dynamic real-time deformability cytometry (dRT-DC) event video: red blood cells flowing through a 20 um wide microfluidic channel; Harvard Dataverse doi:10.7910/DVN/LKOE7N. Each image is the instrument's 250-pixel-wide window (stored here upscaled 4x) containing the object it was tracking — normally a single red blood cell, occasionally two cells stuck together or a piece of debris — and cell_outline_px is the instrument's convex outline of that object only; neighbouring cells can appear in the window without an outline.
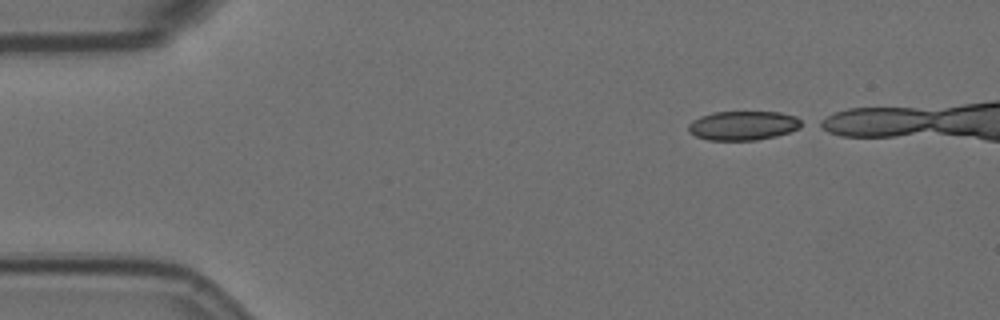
{"species": "Egyptian fruit bat (a non-hibernating species)", "species_latin": "Rousettus aegyptiacus", "temperature_condition": "room temperature", "stored_images_in_passage": 39, "camera_frame_rate_fps": 3000, "um_per_image_px": 0.085, "animal": {"sex": "female"}, "frame": {"image": 1, "passage_image": 1, "time_ms": 0.0, "image_size_px": [1000, 320], "cell_outline_px": [[808, 124], [800, 128], [776, 136], [756, 140], [708, 140], [696, 136], [688, 132], [688, 124], [692, 120], [700, 116], [712, 112], [780, 112], [796, 116], [804, 120]], "centroid_in_image_um": [63.21, 10.66], "position_along_channel_um": 21.8, "area_um2": 19.59}}
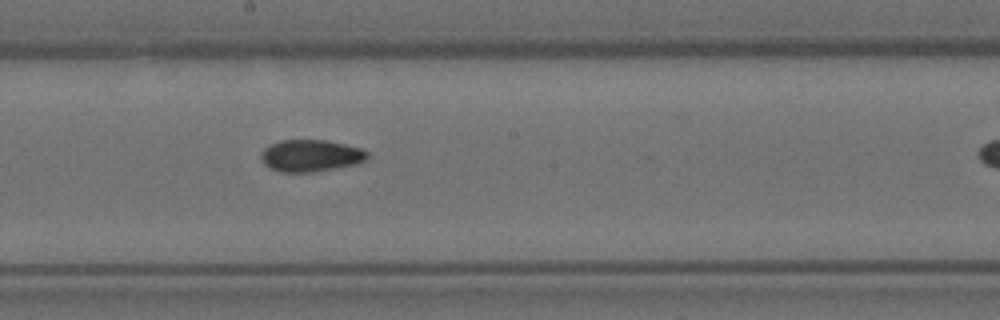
{"frame": {"image": 2, "passage_image": 24, "time_ms": 7.667, "image_size_px": [1000, 320], "cell_outline_px": [[368, 160], [356, 164], [312, 172], [280, 172], [264, 164], [260, 156], [260, 152], [264, 148], [280, 140], [324, 140], [344, 144], [360, 148], [368, 152]], "centroid_in_image_um": [26.41, 13.23], "position_along_channel_um": 221.8, "area_um2": 19.71}}
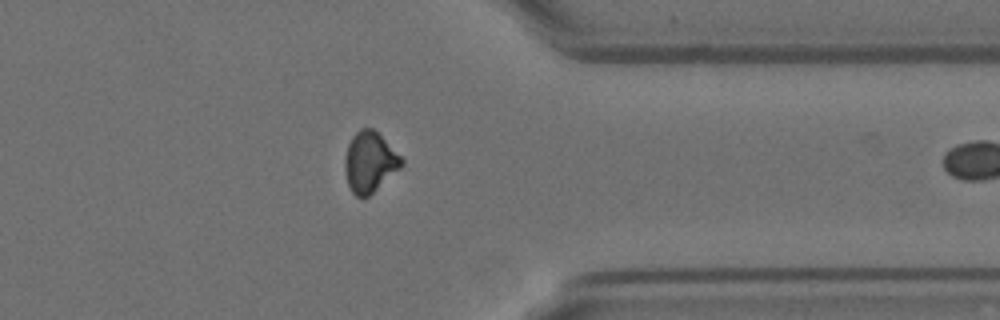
{"frame": {"image": 3, "passage_image": 38, "time_ms": 12.333, "image_size_px": [1000, 320], "cell_outline_px": [[404, 164], [400, 168], [368, 196], [356, 196], [352, 192], [348, 184], [344, 168], [344, 160], [348, 144], [352, 136], [360, 128], [372, 128], [404, 160]], "centroid_in_image_um": [31.4, 13.77], "position_along_channel_um": 380.0, "area_um2": 19.54}}